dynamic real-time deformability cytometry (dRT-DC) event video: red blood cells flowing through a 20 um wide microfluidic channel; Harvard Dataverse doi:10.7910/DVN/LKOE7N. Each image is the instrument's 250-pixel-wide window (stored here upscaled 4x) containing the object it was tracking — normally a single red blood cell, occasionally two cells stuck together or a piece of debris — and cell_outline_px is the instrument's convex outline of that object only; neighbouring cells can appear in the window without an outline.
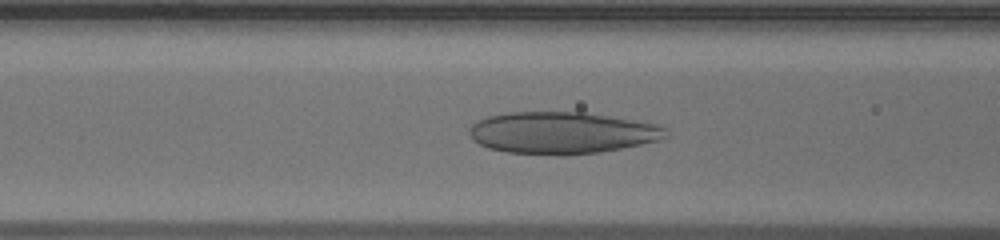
{"species": "human", "species_latin": "Homo sapiens", "temperature_condition": "warm", "stored_images_in_passage": 46, "camera_frame_rate_fps": 3000, "um_per_image_px": 0.085, "donor": {"sex": "male"}, "frame": {"image": 1, "passage_image": 17, "time_ms": 5.333, "image_size_px": [1000, 240], "cell_outline_px": [[668, 136], [660, 140], [600, 152], [564, 156], [508, 152], [488, 148], [472, 140], [468, 132], [468, 128], [476, 120], [484, 116], [508, 112], [584, 112], [660, 124], [664, 128]], "centroid_in_image_um": [47.72, 11.28], "position_along_channel_um": 118.9, "area_um2": 48.38}}
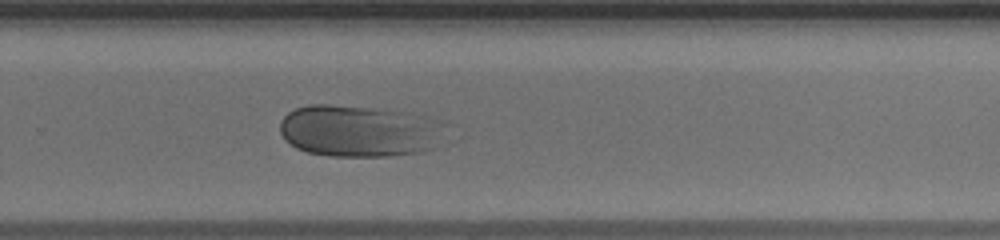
{"frame": {"image": 2, "passage_image": 30, "time_ms": 9.667, "image_size_px": [1000, 240], "cell_outline_px": [[440, 120], [432, 148], [416, 152], [388, 156], [332, 156], [308, 152], [296, 148], [284, 140], [280, 132], [280, 120], [288, 112], [296, 108], [308, 104], [328, 104], [372, 108], [412, 112]], "centroid_in_image_um": [30.37, 11.11], "position_along_channel_um": 299.4, "area_um2": 49.25}}
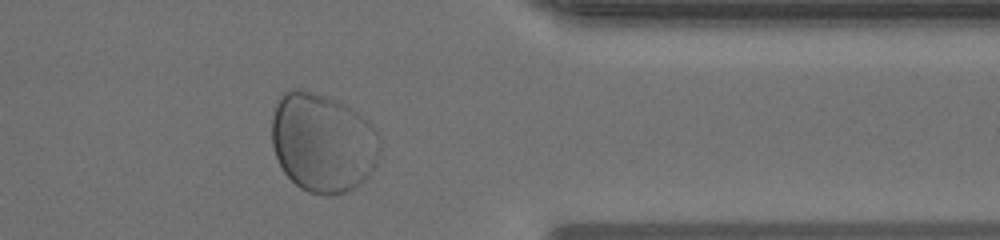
{"frame": {"image": 3, "passage_image": 37, "time_ms": 12.0, "image_size_px": [1000, 240], "cell_outline_px": [[380, 156], [376, 164], [368, 176], [360, 184], [344, 192], [328, 196], [308, 192], [300, 188], [284, 172], [276, 156], [272, 144], [272, 116], [276, 100], [284, 92], [292, 88], [300, 88], [328, 96], [340, 100], [368, 120], [380, 136]], "centroid_in_image_um": [27.44, 12.09], "position_along_channel_um": 384.0, "area_um2": 63.23}}